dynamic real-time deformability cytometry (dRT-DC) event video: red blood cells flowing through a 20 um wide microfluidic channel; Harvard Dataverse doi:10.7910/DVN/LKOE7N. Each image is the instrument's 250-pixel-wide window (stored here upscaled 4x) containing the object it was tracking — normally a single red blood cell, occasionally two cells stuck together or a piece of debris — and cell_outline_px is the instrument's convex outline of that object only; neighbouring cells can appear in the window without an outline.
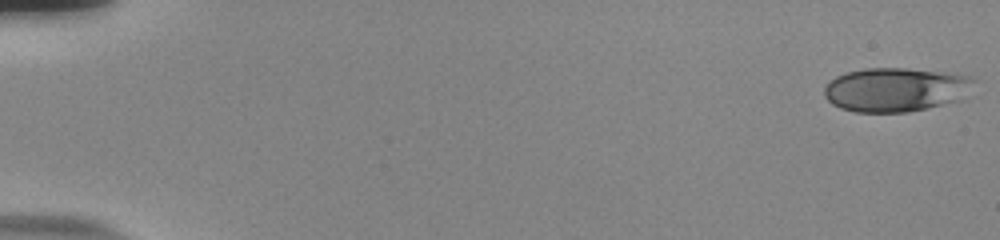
{"species": "human", "species_latin": "Homo sapiens", "temperature_condition": "room temperature", "stored_images_in_passage": 56, "camera_frame_rate_fps": 3000, "um_per_image_px": 0.085, "donor": {"sex": "male"}, "frame": {"image": 1, "passage_image": 1, "time_ms": 0.0, "image_size_px": [1000, 240], "cell_outline_px": [[976, 80], [960, 100], [908, 112], [856, 112], [840, 108], [832, 104], [824, 96], [824, 88], [828, 80], [836, 76], [848, 72], [864, 68], [908, 68], [972, 76]], "centroid_in_image_um": [76.09, 7.61], "position_along_channel_um": 8.9, "area_um2": 38.32}}
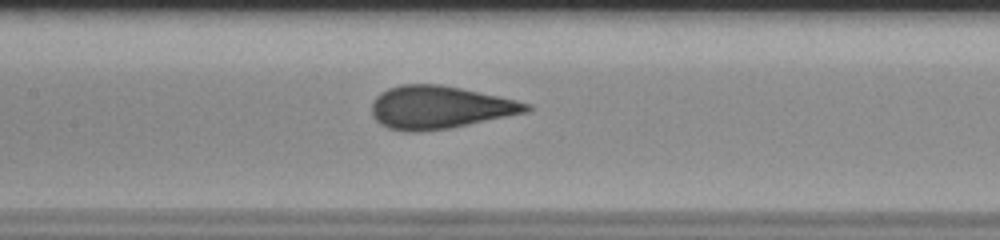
{"frame": {"image": 2, "passage_image": 28, "time_ms": 9.0, "image_size_px": [1000, 240], "cell_outline_px": [[532, 108], [528, 112], [448, 128], [420, 132], [404, 132], [388, 128], [380, 124], [372, 116], [372, 100], [380, 92], [388, 88], [400, 84], [440, 84], [460, 88], [516, 100], [532, 104]], "centroid_in_image_um": [37.33, 9.12], "position_along_channel_um": 170.1, "area_um2": 38.61}}
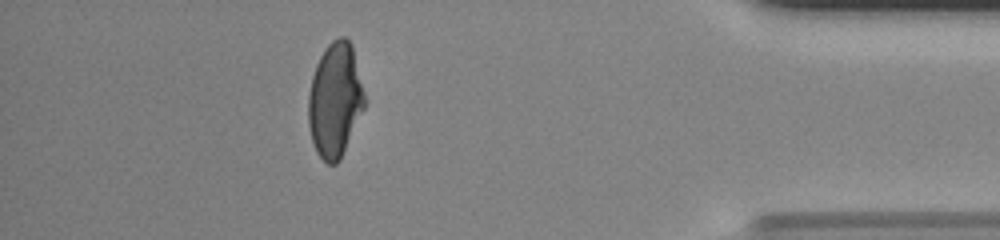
{"frame": {"image": 3, "passage_image": 50, "time_ms": 16.333, "image_size_px": [1000, 240], "cell_outline_px": [[364, 108], [340, 160], [336, 164], [328, 164], [316, 152], [312, 140], [308, 124], [308, 96], [312, 76], [316, 64], [320, 56], [328, 44], [332, 40], [340, 36], [344, 36], [352, 44], [364, 92]], "centroid_in_image_um": [28.46, 8.49], "position_along_channel_um": 406.7, "area_um2": 37.34}, "authors_computed_cell_mechanics": {"area_um2": 38.1191, "velocity_mm_per_s": 3.7537, "shape_relaxation_time_tau1_ms": 10.6944, "shape_relaxation_time_tau2_ms": null, "deformation_change_tau1": 0.298, "deformation_change_tau2": null}}